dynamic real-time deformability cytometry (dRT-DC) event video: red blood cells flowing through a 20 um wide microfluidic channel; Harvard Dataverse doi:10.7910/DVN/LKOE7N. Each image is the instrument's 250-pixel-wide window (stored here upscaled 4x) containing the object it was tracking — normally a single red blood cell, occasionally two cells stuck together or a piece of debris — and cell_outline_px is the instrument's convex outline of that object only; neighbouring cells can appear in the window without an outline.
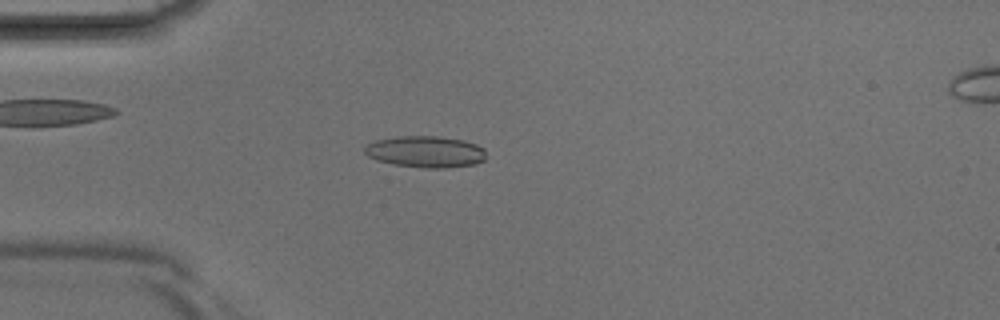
{"species": "Egyptian fruit bat (a non-hibernating species)", "species_latin": "Rousettus aegyptiacus", "temperature_condition": "room temperature", "stored_images_in_passage": 36, "camera_frame_rate_fps": 3000, "um_per_image_px": 0.085, "animal": {"sex": "male"}, "frame": {"image": 1, "passage_image": 6, "time_ms": 1.667, "image_size_px": [1000, 320], "cell_outline_px": [[484, 160], [476, 164], [444, 168], [424, 168], [392, 164], [376, 160], [368, 156], [364, 152], [364, 144], [376, 140], [396, 136], [440, 136], [464, 140], [476, 144], [484, 148]], "centroid_in_image_um": [36.14, 12.89], "position_along_channel_um": 48.9, "area_um2": 22.54}}
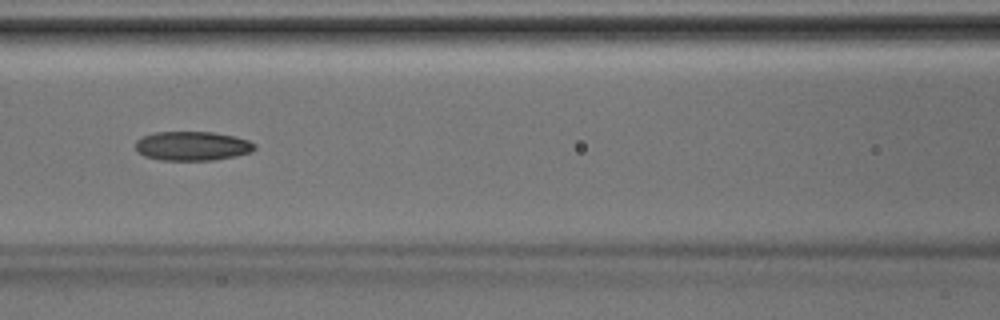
{"frame": {"image": 2, "passage_image": 13, "time_ms": 4.0, "image_size_px": [1000, 320], "cell_outline_px": [[256, 148], [252, 152], [236, 156], [212, 160], [160, 160], [144, 156], [136, 152], [136, 140], [152, 132], [212, 132], [236, 136], [248, 140], [256, 144]], "centroid_in_image_um": [16.35, 12.41], "position_along_channel_um": 150.2, "area_um2": 20.46}}
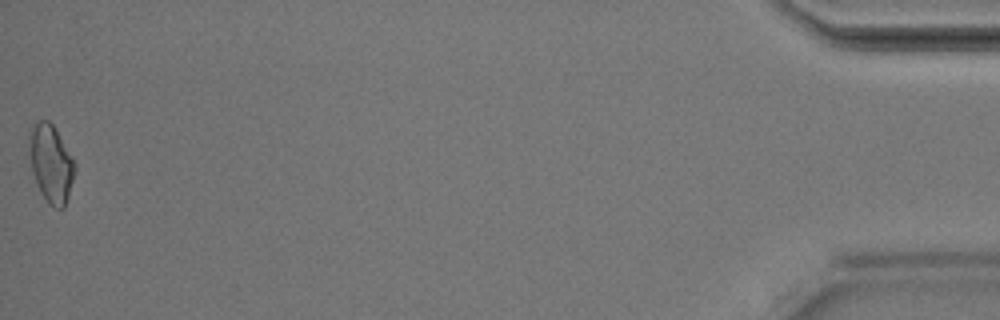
{"frame": {"image": 3, "passage_image": 36, "time_ms": 11.667, "image_size_px": [1000, 320], "cell_outline_px": [[76, 168], [68, 196], [64, 208], [56, 208], [48, 204], [36, 184], [32, 172], [28, 144], [28, 132], [40, 120], [48, 120], [52, 124], [76, 164]], "centroid_in_image_um": [4.32, 13.91], "position_along_channel_um": 430.9, "area_um2": 20.46}}